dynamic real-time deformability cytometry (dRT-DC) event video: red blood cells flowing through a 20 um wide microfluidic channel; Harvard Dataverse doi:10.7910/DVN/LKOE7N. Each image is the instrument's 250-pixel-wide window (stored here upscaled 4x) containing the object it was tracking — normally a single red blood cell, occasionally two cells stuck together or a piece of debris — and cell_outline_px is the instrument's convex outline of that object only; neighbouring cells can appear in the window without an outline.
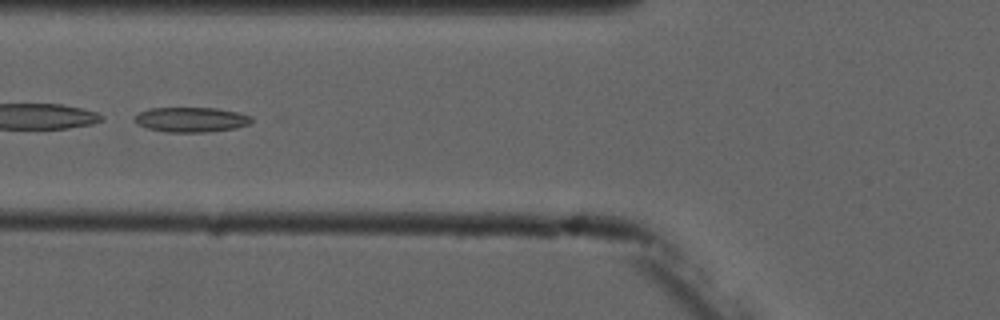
{"species": "common noctule bat (a hibernating species)", "species_latin": "Nyctalus noctula", "temperature_condition": "cold", "stored_images_in_passage": 9, "camera_frame_rate_fps": 3000, "um_per_image_px": 0.085, "animal": {"sex": "male", "forearm_length_mm": 52.5}, "frame": {"image": 1, "passage_image": 4, "time_ms": 3.667, "image_size_px": [1000, 320], "cell_outline_px": [[252, 120], [248, 124], [236, 128], [204, 132], [168, 132], [148, 128], [136, 124], [136, 116], [140, 112], [152, 108], [216, 108], [240, 112], [252, 116]], "centroid_in_image_um": [16.29, 10.16], "position_along_channel_um": 109.5, "area_um2": 16.82}}
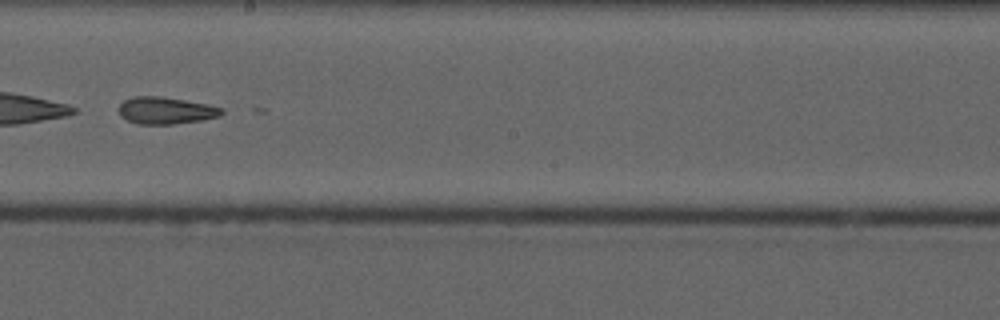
{"frame": {"image": 2, "passage_image": 7, "time_ms": 7.0, "image_size_px": [1000, 320], "cell_outline_px": [[224, 112], [220, 116], [200, 120], [172, 124], [136, 124], [120, 116], [120, 104], [124, 100], [132, 96], [160, 96], [208, 104], [220, 108]], "centroid_in_image_um": [14.06, 9.39], "position_along_channel_um": 234.1, "area_um2": 16.07}}
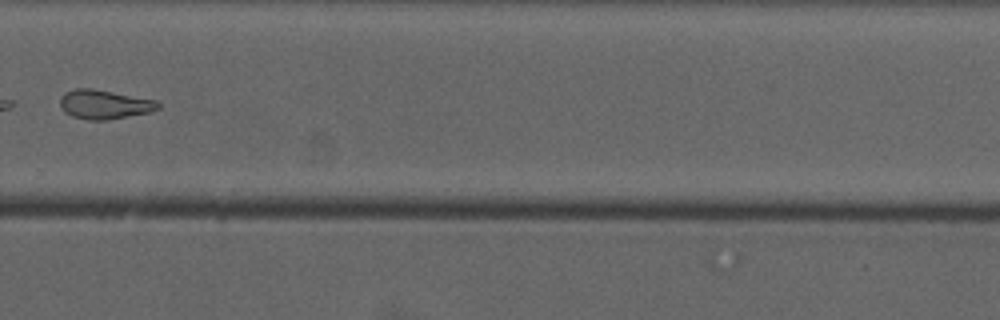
{"frame": {"image": 3, "passage_image": 9, "time_ms": 9.333, "image_size_px": [1000, 320], "cell_outline_px": [[160, 108], [152, 112], [108, 120], [88, 120], [72, 116], [64, 112], [60, 104], [60, 96], [64, 92], [76, 88], [92, 88], [156, 100], [160, 104]], "centroid_in_image_um": [8.87, 8.88], "position_along_channel_um": 320.9, "area_um2": 16.82}}